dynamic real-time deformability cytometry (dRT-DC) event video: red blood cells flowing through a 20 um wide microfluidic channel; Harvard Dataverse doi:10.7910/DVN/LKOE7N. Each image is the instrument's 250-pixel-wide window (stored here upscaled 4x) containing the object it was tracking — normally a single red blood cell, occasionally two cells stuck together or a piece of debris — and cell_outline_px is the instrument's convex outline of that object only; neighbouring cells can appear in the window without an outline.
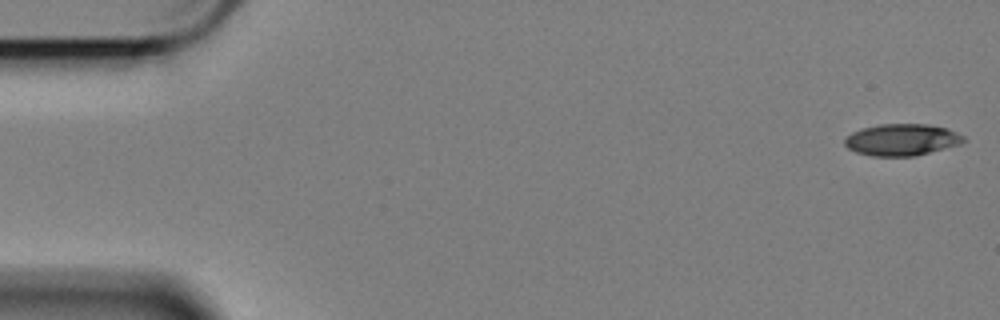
{"species": "Egyptian fruit bat (a non-hibernating species)", "species_latin": "Rousettus aegyptiacus", "temperature_condition": "cold", "stored_images_in_passage": 58, "camera_frame_rate_fps": 3000, "um_per_image_px": 0.085, "animal": {"sex": "female"}, "frame": {"image": 1, "passage_image": 1, "time_ms": 0.0, "image_size_px": [1000, 320], "cell_outline_px": [[968, 140], [960, 144], [916, 156], [872, 156], [856, 152], [848, 148], [844, 144], [844, 140], [852, 132], [864, 128], [880, 124], [928, 124], [944, 128], [956, 132], [964, 136]], "centroid_in_image_um": [76.67, 11.88], "position_along_channel_um": 8.3, "area_um2": 21.91}}
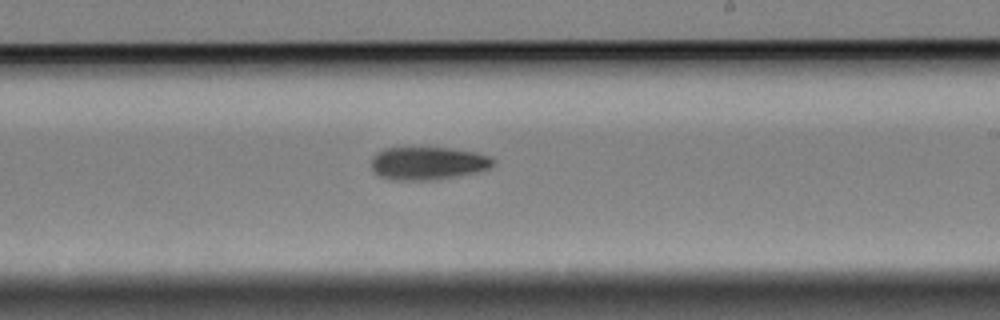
{"frame": {"image": 2, "passage_image": 34, "time_ms": 11.0, "image_size_px": [1000, 320], "cell_outline_px": [[496, 160], [488, 168], [476, 172], [456, 176], [432, 180], [388, 180], [372, 172], [372, 156], [376, 152], [384, 148], [448, 148], [476, 152], [488, 156]], "centroid_in_image_um": [36.31, 13.88], "position_along_channel_um": 252.7, "area_um2": 23.41}}
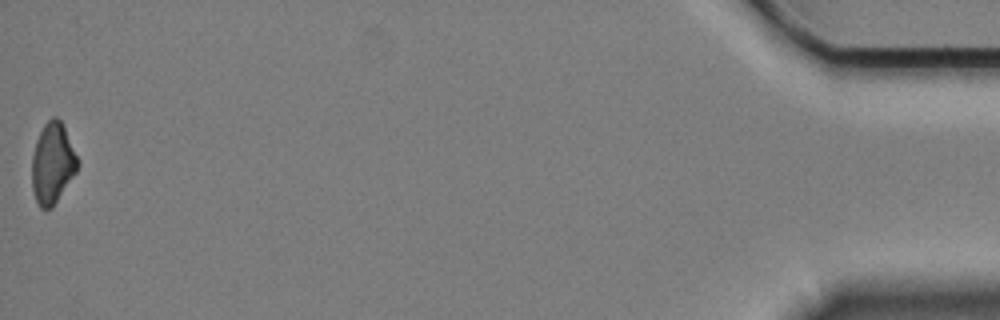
{"frame": {"image": 3, "passage_image": 58, "time_ms": 19.0, "image_size_px": [1000, 320], "cell_outline_px": [[80, 164], [76, 172], [52, 208], [40, 208], [36, 200], [32, 188], [32, 156], [36, 140], [44, 124], [52, 116], [56, 116], [60, 120], [80, 160]], "centroid_in_image_um": [4.48, 13.87], "position_along_channel_um": 430.7, "area_um2": 21.5}, "authors_computed_cell_mechanics": {"area_um2": 23.0622, "velocity_mm_per_s": 3.4073, "shape_relaxation_time_tau1_ms": 4.134, "shape_relaxation_time_tau2_ms": null, "deformation_change_tau1": 0.1283, "deformation_change_tau2": null}}